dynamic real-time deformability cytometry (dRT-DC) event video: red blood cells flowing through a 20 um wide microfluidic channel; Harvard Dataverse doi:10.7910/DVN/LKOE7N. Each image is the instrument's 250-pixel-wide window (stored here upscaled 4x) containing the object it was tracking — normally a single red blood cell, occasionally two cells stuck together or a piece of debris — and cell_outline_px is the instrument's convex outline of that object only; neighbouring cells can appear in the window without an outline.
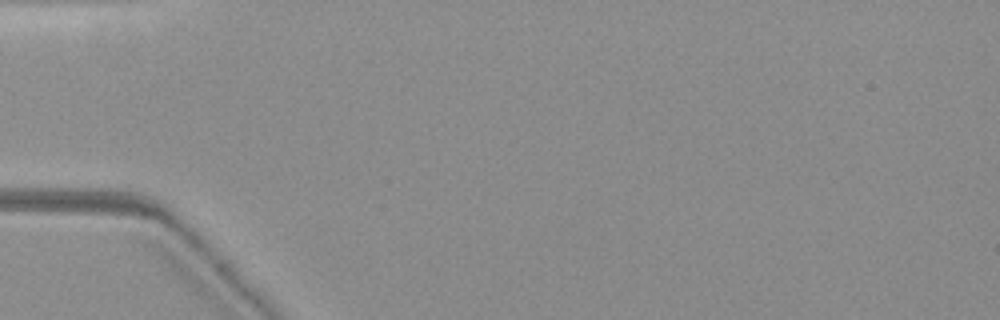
{"species": "common noctule bat (a hibernating species)", "species_latin": "Nyctalus noctula", "temperature_condition": "warm", "stored_images_in_passage": 3, "camera_frame_rate_fps": 3000, "um_per_image_px": 0.085, "animal": {"sex": "female", "body_mass_g": 19.3, "forearm_length_mm": 54.1}, "frame": {"image": 1, "passage_image": 1, "time_ms": 0.0, "image_size_px": [1000, 320], "cell_outline_px": [[236, 56], [188, 104], [176, 104], [176, 100], [180, 84], [228, 40], [236, 44]], "centroid_in_image_um": [17.5, 6.21], "position_along_channel_um": 67.5, "area_um2": 10.17}}